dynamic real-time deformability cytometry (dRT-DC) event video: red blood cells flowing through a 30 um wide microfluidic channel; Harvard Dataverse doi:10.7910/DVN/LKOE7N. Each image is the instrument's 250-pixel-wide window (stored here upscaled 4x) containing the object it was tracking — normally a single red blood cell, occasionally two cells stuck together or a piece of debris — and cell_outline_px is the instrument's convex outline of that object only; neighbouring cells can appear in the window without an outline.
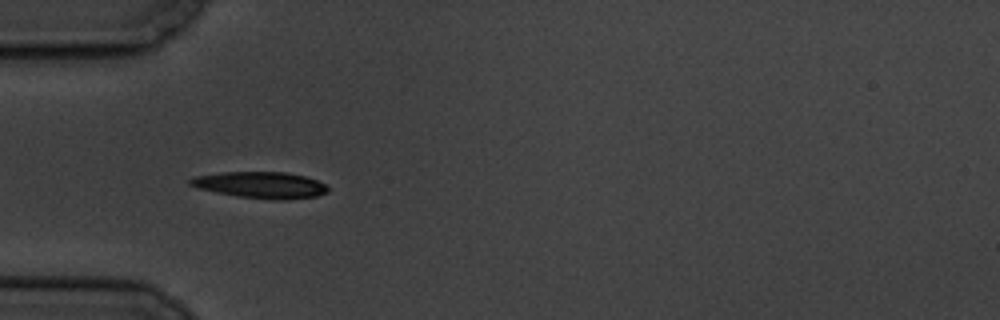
{"species": "common noctule bat (a hibernating species)", "species_latin": "Nyctalus noctula", "temperature_condition": "cold", "stored_images_in_passage": 7, "camera_frame_rate_fps": 3000, "um_per_image_px": 0.085, "animal": {"sex": "male", "body_mass_g": 19.5, "forearm_length_mm": 54.6}, "frame": {"image": 1, "passage_image": 6, "time_ms": 5.667, "image_size_px": [1000, 320], "cell_outline_px": [[328, 192], [316, 196], [288, 200], [280, 200], [240, 196], [216, 192], [200, 188], [188, 184], [188, 180], [196, 176], [224, 172], [284, 172], [304, 176], [316, 180], [324, 184], [328, 188]], "centroid_in_image_um": [22.18, 15.72], "position_along_channel_um": 62.8, "area_um2": 20.87}}
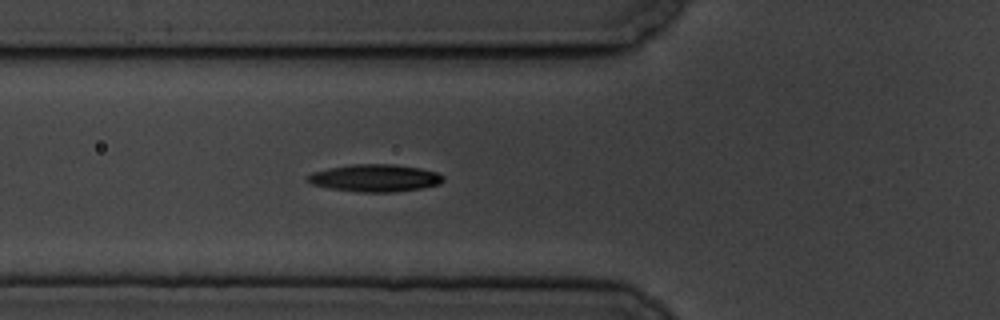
{"frame": {"image": 2, "passage_image": 7, "time_ms": 6.667, "image_size_px": [1000, 320], "cell_outline_px": [[444, 180], [440, 184], [420, 188], [392, 192], [360, 192], [328, 188], [312, 184], [304, 180], [312, 172], [328, 168], [352, 164], [396, 164], [420, 168], [436, 172], [444, 176]], "centroid_in_image_um": [31.85, 15.13], "position_along_channel_um": 93.9, "area_um2": 21.68}}